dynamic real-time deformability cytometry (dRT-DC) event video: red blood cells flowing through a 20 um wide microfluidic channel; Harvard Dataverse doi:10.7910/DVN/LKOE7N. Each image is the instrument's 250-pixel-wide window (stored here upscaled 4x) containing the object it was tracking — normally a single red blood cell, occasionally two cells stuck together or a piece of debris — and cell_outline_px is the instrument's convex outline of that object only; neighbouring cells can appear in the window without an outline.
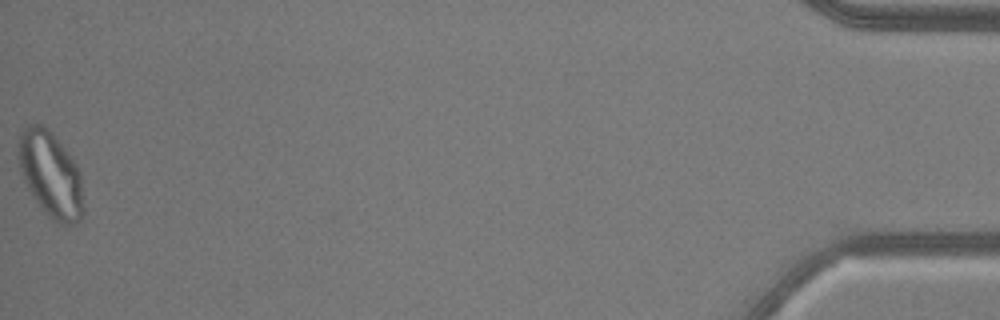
{"species": "common noctule bat (a hibernating species)", "species_latin": "Nyctalus noctula", "temperature_condition": "warm", "stored_images_in_passage": 54, "camera_frame_rate_fps": 3000, "um_per_image_px": 0.085, "animal": {"sex": "male", "body_mass_g": 20.5, "forearm_length_mm": 52.5}, "frame": {"image": 1, "passage_image": 54, "time_ms": 17.667, "image_size_px": [1000, 320], "cell_outline_px": [[84, 212], [80, 220], [72, 224], [60, 224], [48, 216], [36, 200], [28, 188], [20, 172], [20, 132], [28, 124], [40, 124], [48, 128], [76, 164], [80, 172], [84, 208]], "centroid_in_image_um": [4.33, 14.86], "position_along_channel_um": 430.9, "area_um2": 31.91}, "authors_computed_cell_mechanics": {"area_um2": 27.6284, "velocity_mm_per_s": 3.7363, "shape_relaxation_time_tau1_ms": null, "shape_relaxation_time_tau2_ms": 1.4402, "deformation_change_tau1": null, "deformation_change_tau2": 0.0839}}